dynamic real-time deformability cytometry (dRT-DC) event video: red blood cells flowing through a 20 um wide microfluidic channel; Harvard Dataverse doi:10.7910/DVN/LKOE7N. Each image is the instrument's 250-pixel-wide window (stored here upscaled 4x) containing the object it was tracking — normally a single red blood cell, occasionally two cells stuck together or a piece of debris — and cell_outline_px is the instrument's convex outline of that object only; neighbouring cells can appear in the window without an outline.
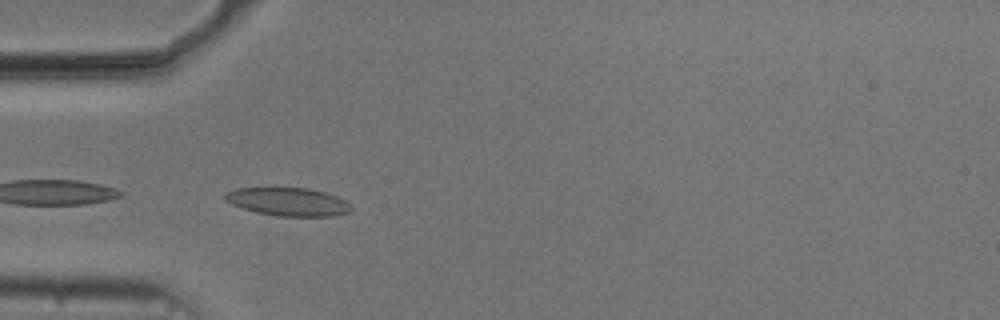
{"species": "common noctule bat (a hibernating species)", "species_latin": "Nyctalus noctula", "temperature_condition": "cold", "stored_images_in_passage": 5, "camera_frame_rate_fps": 3000, "um_per_image_px": 0.085, "animal": {"sex": "male", "body_mass_g": 20.5, "forearm_length_mm": 52.5}, "frame": {"image": 1, "passage_image": 1, "time_ms": 0.0, "image_size_px": [1000, 320], "cell_outline_px": [[352, 208], [348, 212], [332, 216], [276, 216], [256, 212], [232, 204], [224, 200], [224, 192], [236, 188], [308, 188], [324, 192], [336, 196], [344, 200]], "centroid_in_image_um": [24.44, 17.14], "position_along_channel_um": 60.6, "area_um2": 20.58}}